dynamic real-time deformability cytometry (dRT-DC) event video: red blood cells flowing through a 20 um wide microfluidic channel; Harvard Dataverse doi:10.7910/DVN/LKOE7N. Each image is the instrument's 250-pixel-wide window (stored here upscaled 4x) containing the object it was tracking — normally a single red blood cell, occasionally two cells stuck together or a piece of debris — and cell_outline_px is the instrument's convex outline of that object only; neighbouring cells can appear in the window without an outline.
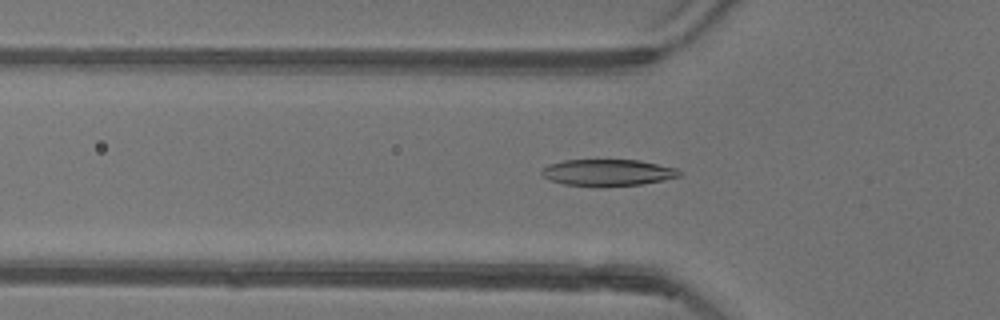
{"species": "common noctule bat (a hibernating species)", "species_latin": "Nyctalus noctula", "temperature_condition": "warm", "stored_images_in_passage": 48, "camera_frame_rate_fps": 3000, "um_per_image_px": 0.085, "animal": {"sex": "female"}, "frame": {"image": 1, "passage_image": 13, "time_ms": 4.0, "image_size_px": [1000, 320], "cell_outline_px": [[680, 176], [664, 180], [640, 184], [600, 188], [564, 184], [552, 180], [544, 176], [540, 172], [548, 164], [564, 160], [640, 160], [676, 168], [680, 172]], "centroid_in_image_um": [51.65, 14.68], "position_along_channel_um": 74.1, "area_um2": 21.5}}
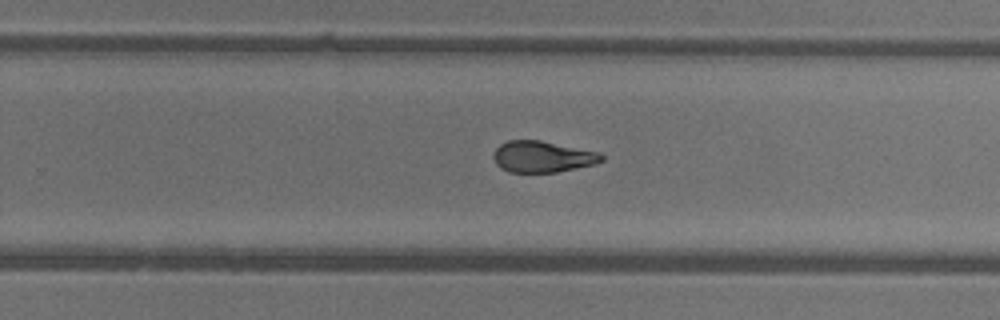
{"frame": {"image": 2, "passage_image": 29, "time_ms": 9.333, "image_size_px": [1000, 320], "cell_outline_px": [[604, 160], [596, 164], [556, 172], [508, 172], [500, 168], [496, 164], [492, 156], [496, 148], [500, 144], [508, 140], [540, 140], [600, 152], [604, 156]], "centroid_in_image_um": [46.11, 13.32], "position_along_channel_um": 283.7, "area_um2": 19.88}}
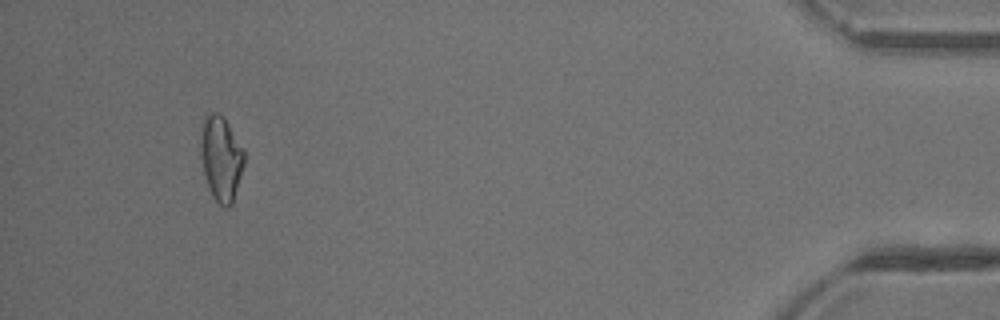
{"frame": {"image": 3, "passage_image": 45, "time_ms": 14.667, "image_size_px": [1000, 320], "cell_outline_px": [[244, 164], [232, 204], [228, 208], [224, 208], [212, 196], [208, 188], [204, 176], [200, 156], [200, 124], [204, 116], [208, 112], [216, 112], [224, 116], [244, 148]], "centroid_in_image_um": [18.76, 13.41], "position_along_channel_um": 416.4, "area_um2": 22.14}, "authors_computed_cell_mechanics": {"area_um2": 20.7502, "velocity_mm_per_s": 3.9113, "shape_relaxation_time_tau1_ms": 6.2411, "shape_relaxation_time_tau2_ms": 2.5102, "deformation_change_tau1": 0.1799, "deformation_change_tau2": 0.0861}}